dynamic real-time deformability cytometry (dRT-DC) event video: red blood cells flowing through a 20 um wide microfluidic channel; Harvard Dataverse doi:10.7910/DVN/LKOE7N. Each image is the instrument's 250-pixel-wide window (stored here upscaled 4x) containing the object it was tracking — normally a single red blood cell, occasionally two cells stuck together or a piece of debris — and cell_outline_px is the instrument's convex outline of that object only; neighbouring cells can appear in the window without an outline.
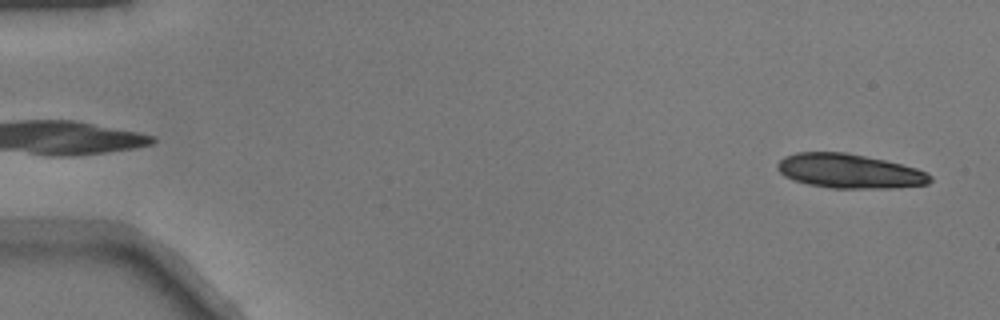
{"species": "common noctule bat (a hibernating species)", "species_latin": "Nyctalus noctula", "temperature_condition": "warm", "stored_images_in_passage": 50, "segment_of_instrument_passage": [1, 2], "camera_frame_rate_fps": 3000, "um_per_image_px": 0.085, "animal": {"sex": "male", "body_mass_g": 17.9}, "frame": {"image": 1, "passage_image": 2, "time_ms": 0.333, "image_size_px": [1000, 320], "cell_outline_px": [[932, 180], [928, 184], [900, 188], [832, 188], [808, 184], [792, 180], [784, 176], [776, 168], [776, 164], [784, 156], [796, 152], [844, 152], [884, 160], [916, 168], [932, 176]], "centroid_in_image_um": [72.17, 14.55], "position_along_channel_um": 12.8, "area_um2": 30.58}}
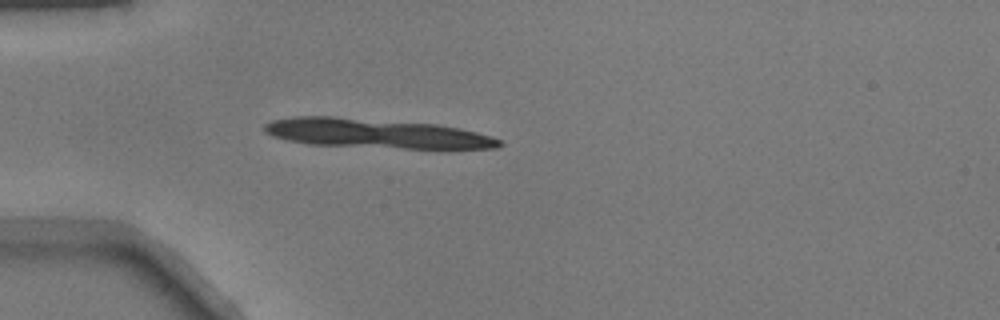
{"frame": {"image": 2, "passage_image": 14, "time_ms": 4.333, "image_size_px": [1000, 320], "cell_outline_px": [[504, 144], [496, 148], [444, 152], [308, 144], [288, 140], [272, 136], [264, 132], [264, 124], [272, 120], [296, 116], [332, 116], [436, 124], [460, 128], [492, 136], [500, 140]], "centroid_in_image_um": [32.15, 11.4], "position_along_channel_um": 52.8, "area_um2": 42.14}}